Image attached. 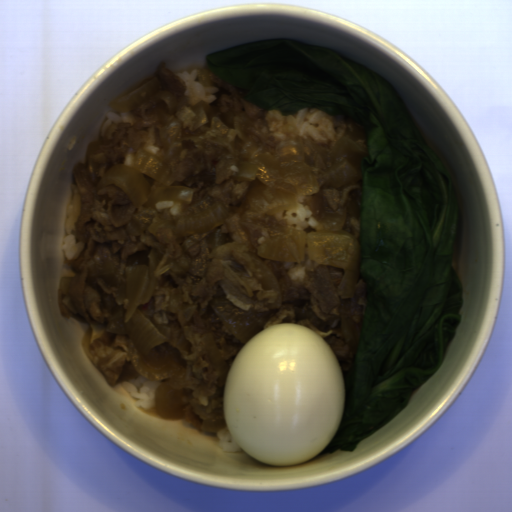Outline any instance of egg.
<instances>
[{
	"instance_id": "d2b9013d",
	"label": "egg",
	"mask_w": 512,
	"mask_h": 512,
	"mask_svg": "<svg viewBox=\"0 0 512 512\" xmlns=\"http://www.w3.org/2000/svg\"><path fill=\"white\" fill-rule=\"evenodd\" d=\"M343 368L326 340L292 322L263 327L237 352L223 384L228 432L271 466L312 461L344 416Z\"/></svg>"
}]
</instances>
